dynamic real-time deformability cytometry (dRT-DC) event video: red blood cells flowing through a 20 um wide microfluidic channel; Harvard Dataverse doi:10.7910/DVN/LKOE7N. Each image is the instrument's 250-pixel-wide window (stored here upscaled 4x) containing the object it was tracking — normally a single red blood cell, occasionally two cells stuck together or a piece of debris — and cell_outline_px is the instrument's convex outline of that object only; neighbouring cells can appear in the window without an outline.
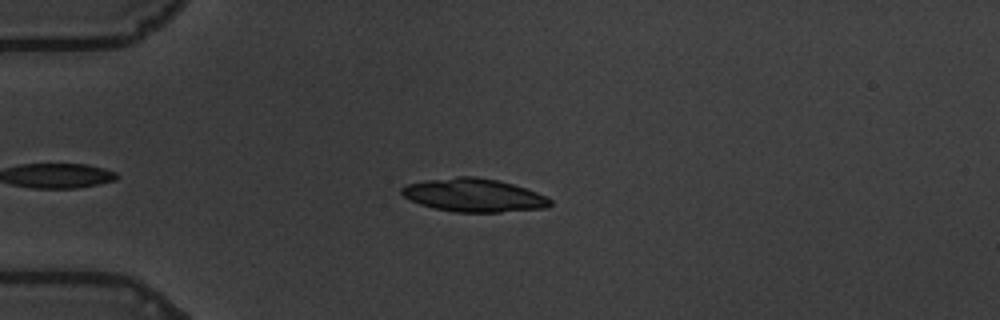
{"species": "common noctule bat (a hibernating species)", "species_latin": "Nyctalus noctula", "temperature_condition": "warm", "stored_images_in_passage": 47, "camera_frame_rate_fps": 3000, "um_per_image_px": 0.085, "animal": {"sex": "male", "body_mass_g": 19.5, "forearm_length_mm": 54.6}, "frame": {"image": 1, "passage_image": 8, "time_ms": 2.333, "image_size_px": [1000, 320], "cell_outline_px": [[552, 204], [544, 208], [500, 212], [452, 212], [420, 204], [404, 196], [400, 192], [400, 188], [408, 184], [428, 180], [456, 176], [476, 176], [496, 180], [512, 184], [548, 196], [552, 200]], "centroid_in_image_um": [40.29, 16.59], "position_along_channel_um": 44.7, "area_um2": 28.61}}